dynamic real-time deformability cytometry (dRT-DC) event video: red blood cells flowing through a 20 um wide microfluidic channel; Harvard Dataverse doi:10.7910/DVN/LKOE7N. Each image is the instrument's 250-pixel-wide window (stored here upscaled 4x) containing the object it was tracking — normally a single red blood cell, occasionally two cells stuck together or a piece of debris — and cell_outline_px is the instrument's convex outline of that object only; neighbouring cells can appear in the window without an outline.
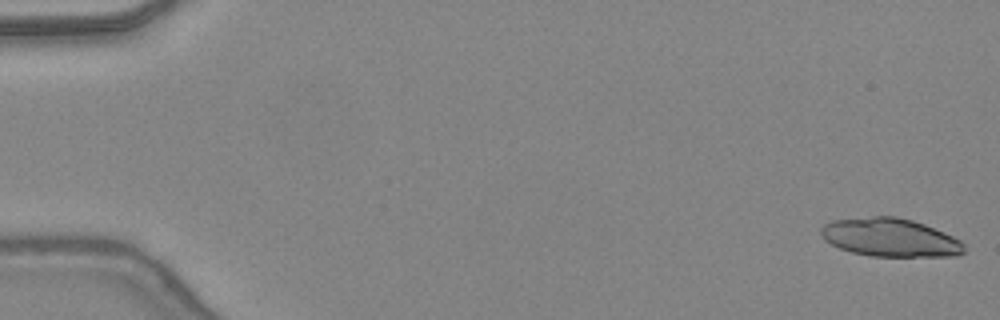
{"species": "common noctule bat (a hibernating species)", "species_latin": "Nyctalus noctula", "temperature_condition": "warm", "stored_images_in_passage": 19, "camera_frame_rate_fps": 3000, "um_per_image_px": 0.085, "animal": {"sex": "female", "body_mass_g": 24.6, "forearm_length_mm": 56.2}, "frame": {"image": 1, "passage_image": 1, "time_ms": 0.0, "image_size_px": [1000, 320], "cell_outline_px": [[964, 252], [956, 256], [872, 256], [852, 252], [840, 248], [824, 240], [820, 232], [820, 228], [824, 224], [832, 220], [872, 216], [896, 216], [912, 220], [924, 224], [944, 232], [960, 240], [964, 244]], "centroid_in_image_um": [75.65, 20.18], "position_along_channel_um": 9.4, "area_um2": 31.96}}